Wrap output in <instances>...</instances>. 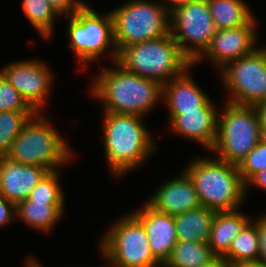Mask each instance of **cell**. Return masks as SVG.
Returning <instances> with one entry per match:
<instances>
[{
	"instance_id": "20",
	"label": "cell",
	"mask_w": 266,
	"mask_h": 267,
	"mask_svg": "<svg viewBox=\"0 0 266 267\" xmlns=\"http://www.w3.org/2000/svg\"><path fill=\"white\" fill-rule=\"evenodd\" d=\"M215 215V211L204 206L175 215L178 241L208 242Z\"/></svg>"
},
{
	"instance_id": "37",
	"label": "cell",
	"mask_w": 266,
	"mask_h": 267,
	"mask_svg": "<svg viewBox=\"0 0 266 267\" xmlns=\"http://www.w3.org/2000/svg\"><path fill=\"white\" fill-rule=\"evenodd\" d=\"M201 267H228V261L223 257H215Z\"/></svg>"
},
{
	"instance_id": "12",
	"label": "cell",
	"mask_w": 266,
	"mask_h": 267,
	"mask_svg": "<svg viewBox=\"0 0 266 267\" xmlns=\"http://www.w3.org/2000/svg\"><path fill=\"white\" fill-rule=\"evenodd\" d=\"M49 70L46 63L33 59L9 63L0 73L35 112H42L52 88L53 75Z\"/></svg>"
},
{
	"instance_id": "15",
	"label": "cell",
	"mask_w": 266,
	"mask_h": 267,
	"mask_svg": "<svg viewBox=\"0 0 266 267\" xmlns=\"http://www.w3.org/2000/svg\"><path fill=\"white\" fill-rule=\"evenodd\" d=\"M47 168L0 157V196L13 204L28 199L30 192L49 173Z\"/></svg>"
},
{
	"instance_id": "27",
	"label": "cell",
	"mask_w": 266,
	"mask_h": 267,
	"mask_svg": "<svg viewBox=\"0 0 266 267\" xmlns=\"http://www.w3.org/2000/svg\"><path fill=\"white\" fill-rule=\"evenodd\" d=\"M28 199L33 202H65L59 171L49 172L30 192Z\"/></svg>"
},
{
	"instance_id": "14",
	"label": "cell",
	"mask_w": 266,
	"mask_h": 267,
	"mask_svg": "<svg viewBox=\"0 0 266 267\" xmlns=\"http://www.w3.org/2000/svg\"><path fill=\"white\" fill-rule=\"evenodd\" d=\"M169 122L173 133L201 144L211 150L216 142L219 113L216 108H198L191 111H169Z\"/></svg>"
},
{
	"instance_id": "4",
	"label": "cell",
	"mask_w": 266,
	"mask_h": 267,
	"mask_svg": "<svg viewBox=\"0 0 266 267\" xmlns=\"http://www.w3.org/2000/svg\"><path fill=\"white\" fill-rule=\"evenodd\" d=\"M117 63L126 71L165 84L193 67L171 33L125 47Z\"/></svg>"
},
{
	"instance_id": "38",
	"label": "cell",
	"mask_w": 266,
	"mask_h": 267,
	"mask_svg": "<svg viewBox=\"0 0 266 267\" xmlns=\"http://www.w3.org/2000/svg\"><path fill=\"white\" fill-rule=\"evenodd\" d=\"M28 258L26 260L27 262L25 261V264H26L25 267H42L41 266L42 264H40L39 262H36L34 258L33 259L30 257Z\"/></svg>"
},
{
	"instance_id": "25",
	"label": "cell",
	"mask_w": 266,
	"mask_h": 267,
	"mask_svg": "<svg viewBox=\"0 0 266 267\" xmlns=\"http://www.w3.org/2000/svg\"><path fill=\"white\" fill-rule=\"evenodd\" d=\"M22 8L25 16L40 36L46 40L51 38L54 19L60 15L49 2L47 0H22Z\"/></svg>"
},
{
	"instance_id": "8",
	"label": "cell",
	"mask_w": 266,
	"mask_h": 267,
	"mask_svg": "<svg viewBox=\"0 0 266 267\" xmlns=\"http://www.w3.org/2000/svg\"><path fill=\"white\" fill-rule=\"evenodd\" d=\"M99 246L112 267H162L152 254L143 224L132 213L117 219Z\"/></svg>"
},
{
	"instance_id": "13",
	"label": "cell",
	"mask_w": 266,
	"mask_h": 267,
	"mask_svg": "<svg viewBox=\"0 0 266 267\" xmlns=\"http://www.w3.org/2000/svg\"><path fill=\"white\" fill-rule=\"evenodd\" d=\"M256 26L245 25L217 30L209 46L193 63V66L197 65L204 57L210 59V62H213V65L215 64L214 66L220 70L227 63L249 55L256 49Z\"/></svg>"
},
{
	"instance_id": "7",
	"label": "cell",
	"mask_w": 266,
	"mask_h": 267,
	"mask_svg": "<svg viewBox=\"0 0 266 267\" xmlns=\"http://www.w3.org/2000/svg\"><path fill=\"white\" fill-rule=\"evenodd\" d=\"M111 14L118 54L129 45L170 33V13L158 2L131 0L111 10Z\"/></svg>"
},
{
	"instance_id": "6",
	"label": "cell",
	"mask_w": 266,
	"mask_h": 267,
	"mask_svg": "<svg viewBox=\"0 0 266 267\" xmlns=\"http://www.w3.org/2000/svg\"><path fill=\"white\" fill-rule=\"evenodd\" d=\"M262 139L255 107L226 101L222 115H219L216 142L210 152L217 153L218 159L238 166Z\"/></svg>"
},
{
	"instance_id": "31",
	"label": "cell",
	"mask_w": 266,
	"mask_h": 267,
	"mask_svg": "<svg viewBox=\"0 0 266 267\" xmlns=\"http://www.w3.org/2000/svg\"><path fill=\"white\" fill-rule=\"evenodd\" d=\"M16 215V205L5 197L0 196V227L11 223Z\"/></svg>"
},
{
	"instance_id": "2",
	"label": "cell",
	"mask_w": 266,
	"mask_h": 267,
	"mask_svg": "<svg viewBox=\"0 0 266 267\" xmlns=\"http://www.w3.org/2000/svg\"><path fill=\"white\" fill-rule=\"evenodd\" d=\"M103 145L108 168L119 177L147 160L155 150L142 116L103 112Z\"/></svg>"
},
{
	"instance_id": "18",
	"label": "cell",
	"mask_w": 266,
	"mask_h": 267,
	"mask_svg": "<svg viewBox=\"0 0 266 267\" xmlns=\"http://www.w3.org/2000/svg\"><path fill=\"white\" fill-rule=\"evenodd\" d=\"M187 71L162 85V101H165L168 111L216 108L209 95L201 90Z\"/></svg>"
},
{
	"instance_id": "17",
	"label": "cell",
	"mask_w": 266,
	"mask_h": 267,
	"mask_svg": "<svg viewBox=\"0 0 266 267\" xmlns=\"http://www.w3.org/2000/svg\"><path fill=\"white\" fill-rule=\"evenodd\" d=\"M147 203L155 210L173 216L201 206L193 182L185 172L160 185Z\"/></svg>"
},
{
	"instance_id": "30",
	"label": "cell",
	"mask_w": 266,
	"mask_h": 267,
	"mask_svg": "<svg viewBox=\"0 0 266 267\" xmlns=\"http://www.w3.org/2000/svg\"><path fill=\"white\" fill-rule=\"evenodd\" d=\"M60 15H73L85 2L82 0H47Z\"/></svg>"
},
{
	"instance_id": "35",
	"label": "cell",
	"mask_w": 266,
	"mask_h": 267,
	"mask_svg": "<svg viewBox=\"0 0 266 267\" xmlns=\"http://www.w3.org/2000/svg\"><path fill=\"white\" fill-rule=\"evenodd\" d=\"M228 267H266V263L259 259L241 262H228Z\"/></svg>"
},
{
	"instance_id": "28",
	"label": "cell",
	"mask_w": 266,
	"mask_h": 267,
	"mask_svg": "<svg viewBox=\"0 0 266 267\" xmlns=\"http://www.w3.org/2000/svg\"><path fill=\"white\" fill-rule=\"evenodd\" d=\"M247 184L256 174L266 169V139H262L237 166Z\"/></svg>"
},
{
	"instance_id": "23",
	"label": "cell",
	"mask_w": 266,
	"mask_h": 267,
	"mask_svg": "<svg viewBox=\"0 0 266 267\" xmlns=\"http://www.w3.org/2000/svg\"><path fill=\"white\" fill-rule=\"evenodd\" d=\"M215 257L208 242L177 241L162 267H201Z\"/></svg>"
},
{
	"instance_id": "11",
	"label": "cell",
	"mask_w": 266,
	"mask_h": 267,
	"mask_svg": "<svg viewBox=\"0 0 266 267\" xmlns=\"http://www.w3.org/2000/svg\"><path fill=\"white\" fill-rule=\"evenodd\" d=\"M169 21L172 37L192 63L204 53L217 31L207 0L176 8L170 12Z\"/></svg>"
},
{
	"instance_id": "16",
	"label": "cell",
	"mask_w": 266,
	"mask_h": 267,
	"mask_svg": "<svg viewBox=\"0 0 266 267\" xmlns=\"http://www.w3.org/2000/svg\"><path fill=\"white\" fill-rule=\"evenodd\" d=\"M132 214L143 224L152 254L163 265L178 241L174 216L155 210L147 202Z\"/></svg>"
},
{
	"instance_id": "26",
	"label": "cell",
	"mask_w": 266,
	"mask_h": 267,
	"mask_svg": "<svg viewBox=\"0 0 266 267\" xmlns=\"http://www.w3.org/2000/svg\"><path fill=\"white\" fill-rule=\"evenodd\" d=\"M35 113V111L0 112V157L9 152L12 142Z\"/></svg>"
},
{
	"instance_id": "19",
	"label": "cell",
	"mask_w": 266,
	"mask_h": 267,
	"mask_svg": "<svg viewBox=\"0 0 266 267\" xmlns=\"http://www.w3.org/2000/svg\"><path fill=\"white\" fill-rule=\"evenodd\" d=\"M239 209L233 211L216 212L208 245L216 257H223L230 248L233 239L251 221Z\"/></svg>"
},
{
	"instance_id": "21",
	"label": "cell",
	"mask_w": 266,
	"mask_h": 267,
	"mask_svg": "<svg viewBox=\"0 0 266 267\" xmlns=\"http://www.w3.org/2000/svg\"><path fill=\"white\" fill-rule=\"evenodd\" d=\"M65 202H33L25 199L16 205V218L31 228L43 232L51 231L65 211Z\"/></svg>"
},
{
	"instance_id": "29",
	"label": "cell",
	"mask_w": 266,
	"mask_h": 267,
	"mask_svg": "<svg viewBox=\"0 0 266 267\" xmlns=\"http://www.w3.org/2000/svg\"><path fill=\"white\" fill-rule=\"evenodd\" d=\"M34 111L21 94L0 73V112Z\"/></svg>"
},
{
	"instance_id": "5",
	"label": "cell",
	"mask_w": 266,
	"mask_h": 267,
	"mask_svg": "<svg viewBox=\"0 0 266 267\" xmlns=\"http://www.w3.org/2000/svg\"><path fill=\"white\" fill-rule=\"evenodd\" d=\"M44 116L36 112L29 119L5 157L17 163L41 166L50 172L58 171L56 167L72 161L73 153Z\"/></svg>"
},
{
	"instance_id": "22",
	"label": "cell",
	"mask_w": 266,
	"mask_h": 267,
	"mask_svg": "<svg viewBox=\"0 0 266 267\" xmlns=\"http://www.w3.org/2000/svg\"><path fill=\"white\" fill-rule=\"evenodd\" d=\"M217 30L256 25L257 21L244 0H207Z\"/></svg>"
},
{
	"instance_id": "1",
	"label": "cell",
	"mask_w": 266,
	"mask_h": 267,
	"mask_svg": "<svg viewBox=\"0 0 266 267\" xmlns=\"http://www.w3.org/2000/svg\"><path fill=\"white\" fill-rule=\"evenodd\" d=\"M103 68L90 88L103 112L144 116L162 99V84L126 71L117 62Z\"/></svg>"
},
{
	"instance_id": "10",
	"label": "cell",
	"mask_w": 266,
	"mask_h": 267,
	"mask_svg": "<svg viewBox=\"0 0 266 267\" xmlns=\"http://www.w3.org/2000/svg\"><path fill=\"white\" fill-rule=\"evenodd\" d=\"M221 79L230 98L227 102L255 106L266 99V47L227 63Z\"/></svg>"
},
{
	"instance_id": "9",
	"label": "cell",
	"mask_w": 266,
	"mask_h": 267,
	"mask_svg": "<svg viewBox=\"0 0 266 267\" xmlns=\"http://www.w3.org/2000/svg\"><path fill=\"white\" fill-rule=\"evenodd\" d=\"M67 35L70 39L69 47L74 51L79 64H88L100 58L110 44L114 49L110 51L111 61L113 64L117 62L111 11L101 15L84 3L73 15H69Z\"/></svg>"
},
{
	"instance_id": "3",
	"label": "cell",
	"mask_w": 266,
	"mask_h": 267,
	"mask_svg": "<svg viewBox=\"0 0 266 267\" xmlns=\"http://www.w3.org/2000/svg\"><path fill=\"white\" fill-rule=\"evenodd\" d=\"M184 172L192 180L201 206L215 212L240 209L246 198V184L236 165L204 156L192 160Z\"/></svg>"
},
{
	"instance_id": "24",
	"label": "cell",
	"mask_w": 266,
	"mask_h": 267,
	"mask_svg": "<svg viewBox=\"0 0 266 267\" xmlns=\"http://www.w3.org/2000/svg\"><path fill=\"white\" fill-rule=\"evenodd\" d=\"M252 221L231 242L229 251L223 256L228 262L258 260L259 236L257 224Z\"/></svg>"
},
{
	"instance_id": "33",
	"label": "cell",
	"mask_w": 266,
	"mask_h": 267,
	"mask_svg": "<svg viewBox=\"0 0 266 267\" xmlns=\"http://www.w3.org/2000/svg\"><path fill=\"white\" fill-rule=\"evenodd\" d=\"M254 107L259 117L262 138L266 139V99Z\"/></svg>"
},
{
	"instance_id": "34",
	"label": "cell",
	"mask_w": 266,
	"mask_h": 267,
	"mask_svg": "<svg viewBox=\"0 0 266 267\" xmlns=\"http://www.w3.org/2000/svg\"><path fill=\"white\" fill-rule=\"evenodd\" d=\"M255 185L258 188L265 189L266 191V169L264 171L256 174L247 184L246 191H248L249 186Z\"/></svg>"
},
{
	"instance_id": "32",
	"label": "cell",
	"mask_w": 266,
	"mask_h": 267,
	"mask_svg": "<svg viewBox=\"0 0 266 267\" xmlns=\"http://www.w3.org/2000/svg\"><path fill=\"white\" fill-rule=\"evenodd\" d=\"M254 222L257 224L259 236V257L258 259L266 263V214L258 217Z\"/></svg>"
},
{
	"instance_id": "36",
	"label": "cell",
	"mask_w": 266,
	"mask_h": 267,
	"mask_svg": "<svg viewBox=\"0 0 266 267\" xmlns=\"http://www.w3.org/2000/svg\"><path fill=\"white\" fill-rule=\"evenodd\" d=\"M194 1H197V0H165L164 2L165 3L167 2V4H169V5L166 4L164 6H165V9L170 13L178 7L186 5V4H188L190 2H194Z\"/></svg>"
}]
</instances>
